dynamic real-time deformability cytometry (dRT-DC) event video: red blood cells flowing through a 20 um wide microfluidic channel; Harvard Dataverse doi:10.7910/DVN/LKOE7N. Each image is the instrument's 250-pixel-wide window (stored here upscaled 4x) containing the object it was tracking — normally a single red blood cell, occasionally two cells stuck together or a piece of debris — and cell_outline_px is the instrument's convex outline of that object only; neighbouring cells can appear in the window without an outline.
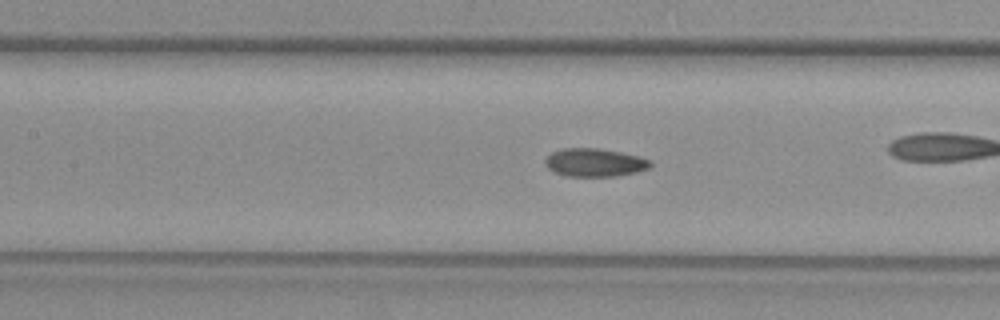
{"species": "common noctule bat (a hibernating species)", "species_latin": "Nyctalus noctula", "temperature_condition": "warm", "stored_images_in_passage": 51, "camera_frame_rate_fps": 3000, "um_per_image_px": 0.085, "animal": {"sex": "female", "body_mass_g": 29.2, "forearm_length_mm": 56.3}, "frame": {"image": 1, "passage_image": 22, "time_ms": 7.0, "image_size_px": [1000, 320], "cell_outline_px": [[652, 164], [648, 168], [636, 172], [616, 176], [564, 176], [548, 168], [544, 164], [544, 160], [552, 152], [564, 148], [600, 148], [640, 156], [652, 160]], "centroid_in_image_um": [50.56, 13.81], "position_along_channel_um": 156.8, "area_um2": 17.34}}
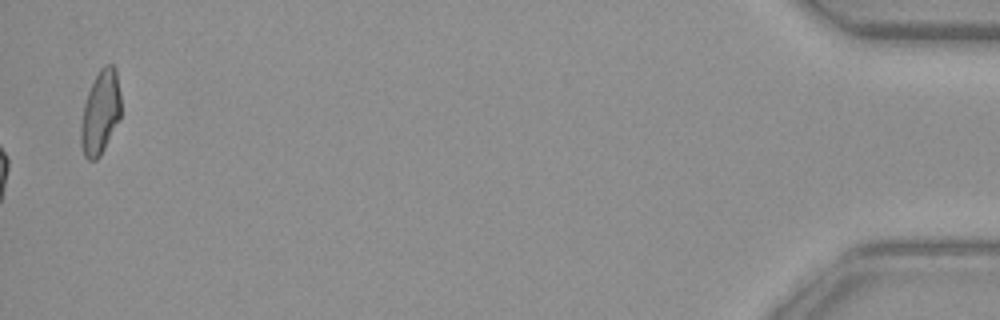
{"frame": {"image": 2, "passage_image": 51, "time_ms": 16.667, "image_size_px": [1000, 320], "cell_outline_px": [[120, 120], [100, 156], [96, 160], [88, 160], [84, 156], [80, 144], [80, 124], [84, 104], [88, 92], [100, 68], [104, 64], [112, 64], [116, 68], [120, 92]], "centroid_in_image_um": [8.53, 9.57], "position_along_channel_um": 426.7, "area_um2": 19.77}}